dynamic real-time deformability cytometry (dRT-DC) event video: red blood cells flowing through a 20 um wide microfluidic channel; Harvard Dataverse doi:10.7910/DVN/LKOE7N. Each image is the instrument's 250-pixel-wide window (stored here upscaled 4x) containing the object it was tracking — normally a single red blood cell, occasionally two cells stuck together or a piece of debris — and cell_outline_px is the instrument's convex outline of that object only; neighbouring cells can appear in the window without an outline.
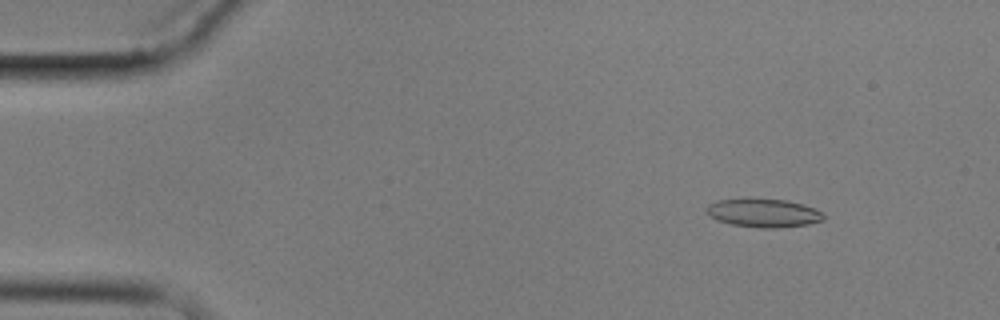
{"species": "common noctule bat (a hibernating species)", "species_latin": "Nyctalus noctula", "temperature_condition": "cold", "stored_images_in_passage": 3, "camera_frame_rate_fps": 3000, "um_per_image_px": 0.085, "animal": {"sex": "male", "body_mass_g": 17.9}, "frame": {"image": 1, "passage_image": 1, "time_ms": 0.0, "image_size_px": [1000, 320], "cell_outline_px": [[824, 220], [808, 224], [776, 228], [760, 228], [732, 224], [716, 220], [708, 216], [704, 212], [704, 208], [708, 204], [716, 200], [788, 200], [812, 208], [820, 212], [824, 216]], "centroid_in_image_um": [64.82, 18.12], "position_along_channel_um": 20.2, "area_um2": 19.07}}